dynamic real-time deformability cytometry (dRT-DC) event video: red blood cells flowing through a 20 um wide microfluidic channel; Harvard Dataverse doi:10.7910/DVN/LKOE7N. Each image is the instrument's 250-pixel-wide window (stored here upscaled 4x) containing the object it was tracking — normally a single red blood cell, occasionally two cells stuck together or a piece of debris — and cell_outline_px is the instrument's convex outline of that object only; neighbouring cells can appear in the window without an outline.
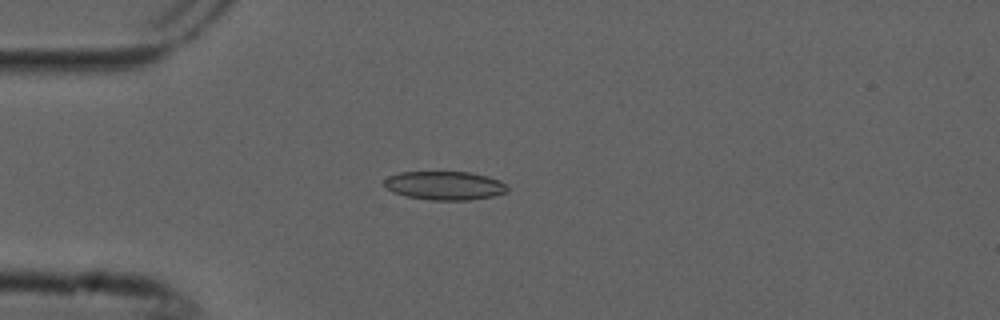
{"species": "common noctule bat (a hibernating species)", "species_latin": "Nyctalus noctula", "temperature_condition": "cold", "stored_images_in_passage": 4, "camera_frame_rate_fps": 3000, "um_per_image_px": 0.085, "animal": {"sex": "male", "forearm_length_mm": 52.5}, "frame": {"image": 1, "passage_image": 4, "time_ms": 1.0, "image_size_px": [1000, 320], "cell_outline_px": [[508, 192], [492, 196], [468, 200], [432, 200], [404, 196], [392, 192], [384, 184], [384, 180], [388, 176], [400, 172], [468, 172], [488, 176], [500, 180], [508, 188]], "centroid_in_image_um": [37.79, 15.77], "position_along_channel_um": 47.2, "area_um2": 20.58}}